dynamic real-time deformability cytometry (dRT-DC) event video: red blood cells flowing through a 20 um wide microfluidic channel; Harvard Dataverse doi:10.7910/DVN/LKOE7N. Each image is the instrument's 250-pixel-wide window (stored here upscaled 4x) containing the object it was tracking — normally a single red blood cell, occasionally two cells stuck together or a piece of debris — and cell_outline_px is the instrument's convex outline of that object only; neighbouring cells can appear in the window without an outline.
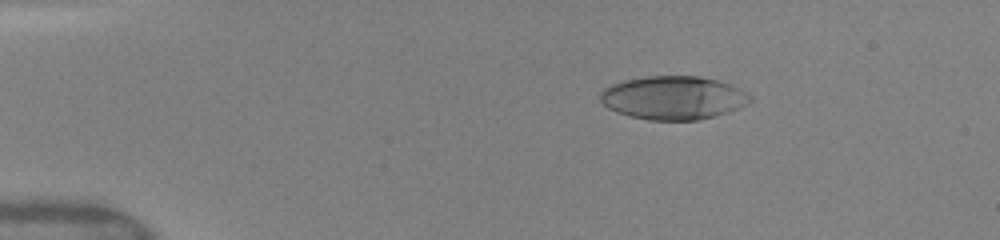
{"species": "human", "species_latin": "Homo sapiens", "temperature_condition": "warm", "stored_images_in_passage": 46, "camera_frame_rate_fps": 3000, "um_per_image_px": 0.085, "donor": {"sex": "female"}, "frame": {"image": 1, "passage_image": 7, "time_ms": 2.333, "image_size_px": [1000, 240], "cell_outline_px": [[752, 100], [728, 112], [696, 120], [648, 120], [616, 112], [608, 108], [600, 100], [600, 92], [604, 88], [612, 84], [624, 80], [644, 76], [700, 76], [732, 84], [748, 92], [752, 96]], "centroid_in_image_um": [57.22, 8.3], "position_along_channel_um": 27.8, "area_um2": 37.92}}
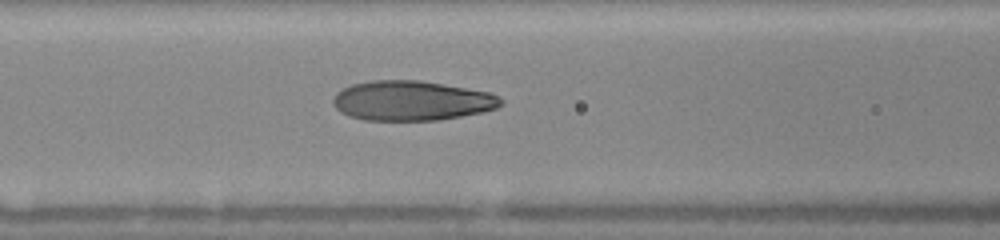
{"frame": {"image": 2, "passage_image": 17, "time_ms": 6.667, "image_size_px": [1000, 240], "cell_outline_px": [[504, 104], [496, 108], [484, 112], [440, 120], [364, 120], [348, 116], [340, 112], [332, 104], [332, 100], [336, 92], [352, 84], [372, 80], [420, 80], [492, 92], [504, 100]], "centroid_in_image_um": [35.01, 8.56], "position_along_channel_um": 131.6, "area_um2": 39.3}}
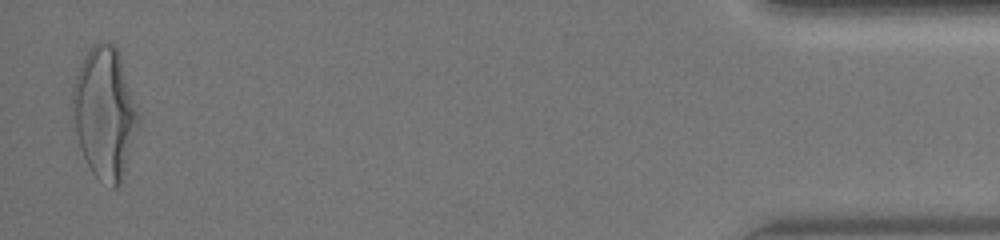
{"frame": {"image": 3, "passage_image": 46, "time_ms": 15.667, "image_size_px": [1000, 240], "cell_outline_px": [[140, 116], [124, 172], [120, 184], [116, 188], [112, 188], [96, 176], [92, 172], [80, 148], [76, 132], [72, 104], [72, 88], [76, 76], [84, 56], [100, 40], [108, 40], [116, 48]], "centroid_in_image_um": [8.88, 9.6], "position_along_channel_um": 426.3, "area_um2": 49.19}, "authors_computed_cell_mechanics": {"area_um2": 39.1306, "velocity_mm_per_s": 4.1208, "shape_relaxation_time_tau1_ms": 4.1997, "shape_relaxation_time_tau2_ms": 0.7199, "deformation_change_tau1": 0.216, "deformation_change_tau2": 0.0734}}